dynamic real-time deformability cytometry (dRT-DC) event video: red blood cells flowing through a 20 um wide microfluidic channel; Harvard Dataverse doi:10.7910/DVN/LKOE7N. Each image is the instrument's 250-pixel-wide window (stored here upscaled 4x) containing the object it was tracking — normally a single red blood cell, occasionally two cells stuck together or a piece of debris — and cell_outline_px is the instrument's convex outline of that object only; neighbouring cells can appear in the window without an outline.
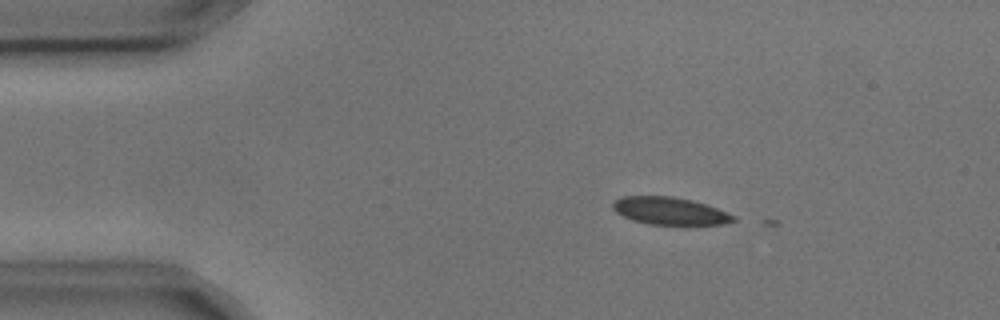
{"species": "common noctule bat (a hibernating species)", "species_latin": "Nyctalus noctula", "temperature_condition": "cold", "stored_images_in_passage": 4, "camera_frame_rate_fps": 3000, "um_per_image_px": 0.085, "animal": {"sex": "male", "body_mass_g": 17.9, "forearm_length_mm": 54.2}, "frame": {"image": 1, "passage_image": 2, "time_ms": 0.333, "image_size_px": [1000, 320], "cell_outline_px": [[736, 220], [724, 224], [648, 224], [632, 220], [616, 212], [612, 208], [612, 204], [620, 196], [672, 196], [692, 200], [716, 208], [736, 216]], "centroid_in_image_um": [56.91, 17.92], "position_along_channel_um": 28.1, "area_um2": 19.13}}